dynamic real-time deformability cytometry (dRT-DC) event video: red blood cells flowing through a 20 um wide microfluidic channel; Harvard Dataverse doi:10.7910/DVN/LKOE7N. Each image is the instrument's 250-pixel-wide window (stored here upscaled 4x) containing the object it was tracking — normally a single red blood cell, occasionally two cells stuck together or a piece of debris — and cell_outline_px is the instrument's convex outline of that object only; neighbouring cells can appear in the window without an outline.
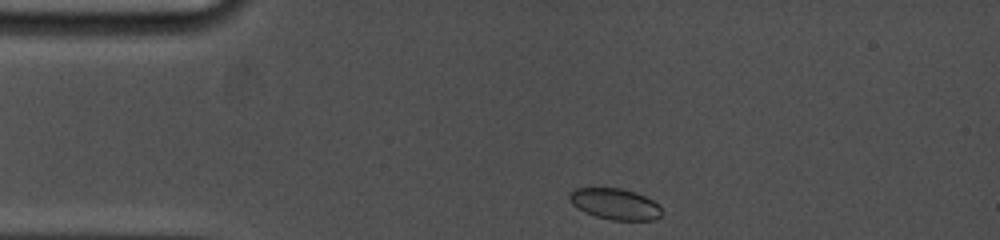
{"species": "common noctule bat (a hibernating species)", "species_latin": "Nyctalus noctula", "temperature_condition": "cold", "stored_images_in_passage": 10, "camera_frame_rate_fps": 5000, "um_per_image_px": 0.085, "animal": {"sex": "female", "body_mass_g": 19.0, "forearm_length_mm": 53.3}, "frame": {"image": 1, "passage_image": 1, "time_ms": 0.0, "image_size_px": [1000, 240], "cell_outline_px": [[664, 212], [656, 220], [612, 220], [596, 216], [584, 212], [572, 204], [568, 196], [568, 192], [572, 188], [620, 188], [636, 192], [652, 200]], "centroid_in_image_um": [52.26, 17.33], "position_along_channel_um": 32.7, "area_um2": 16.82}}
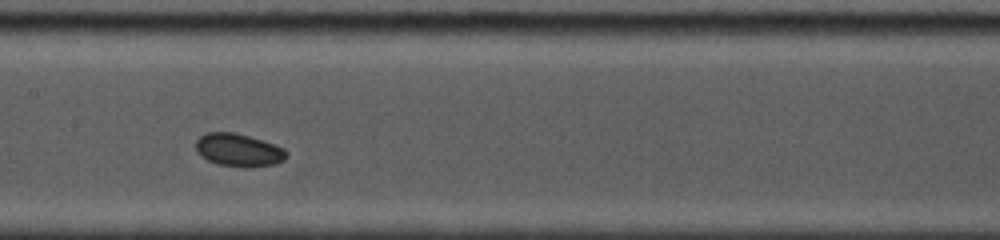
{"frame": {"image": 2, "passage_image": 6, "time_ms": 5.2, "image_size_px": [1000, 240], "cell_outline_px": [[288, 156], [284, 160], [276, 164], [216, 164], [200, 156], [196, 152], [196, 140], [200, 136], [208, 132], [232, 132], [248, 136], [284, 148], [288, 152]], "centroid_in_image_um": [20.24, 12.71], "position_along_channel_um": 187.2, "area_um2": 16.59}}
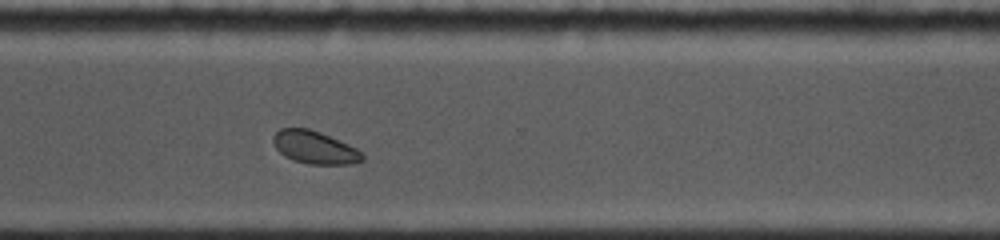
{"frame": {"image": 3, "passage_image": 10, "time_ms": 9.4, "image_size_px": [1000, 240], "cell_outline_px": [[364, 160], [348, 164], [308, 164], [292, 160], [284, 156], [276, 148], [272, 140], [272, 136], [280, 128], [308, 128], [320, 132], [348, 144], [364, 152]], "centroid_in_image_um": [26.74, 12.53], "position_along_channel_um": 343.9, "area_um2": 17.11}}